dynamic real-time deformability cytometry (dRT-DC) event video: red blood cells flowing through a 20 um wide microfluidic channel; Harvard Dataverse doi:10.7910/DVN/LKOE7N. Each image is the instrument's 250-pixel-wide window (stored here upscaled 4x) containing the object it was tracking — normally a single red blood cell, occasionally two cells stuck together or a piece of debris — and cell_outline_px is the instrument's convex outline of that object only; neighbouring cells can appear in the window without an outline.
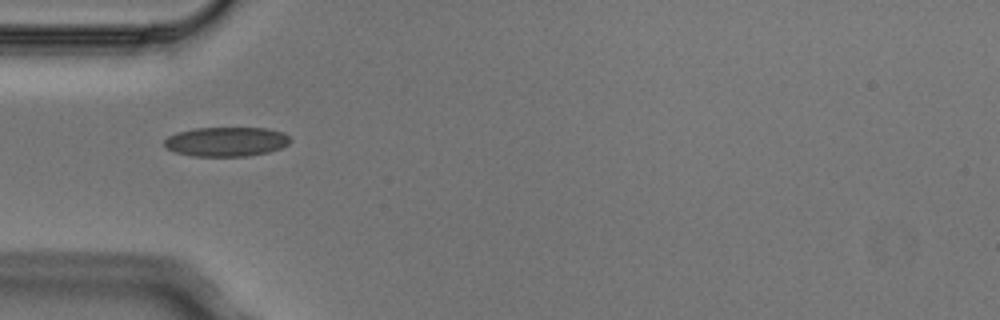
{"species": "Egyptian fruit bat (a non-hibernating species)", "species_latin": "Rousettus aegyptiacus", "temperature_condition": "cold", "stored_images_in_passage": 3, "camera_frame_rate_fps": 3000, "um_per_image_px": 0.085, "animal": {"sex": "male"}, "frame": {"image": 1, "passage_image": 1, "time_ms": 0.0, "image_size_px": [1000, 320], "cell_outline_px": [[292, 140], [288, 144], [280, 148], [268, 152], [248, 156], [192, 156], [176, 152], [168, 148], [164, 144], [164, 140], [168, 136], [176, 132], [196, 128], [268, 128], [284, 132]], "centroid_in_image_um": [19.25, 12.03], "position_along_channel_um": 65.7, "area_um2": 21.62}}
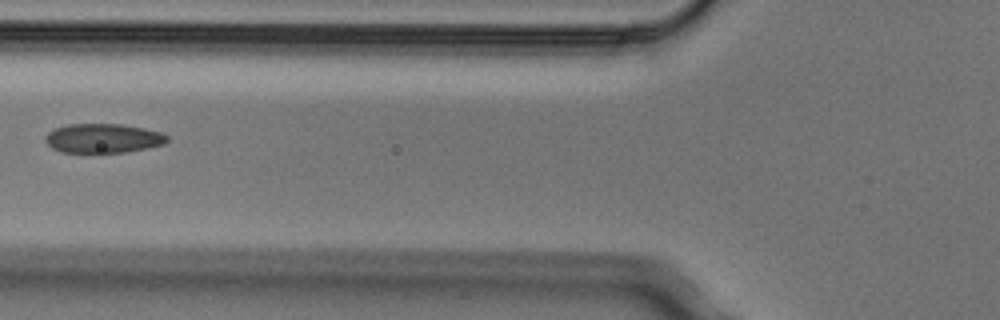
{"frame": {"image": 2, "passage_image": 2, "time_ms": 0.333, "image_size_px": [1000, 320], "cell_outline_px": [[168, 140], [164, 144], [124, 152], [60, 152], [52, 148], [44, 140], [44, 136], [48, 132], [56, 128], [68, 124], [120, 124], [144, 128], [160, 132], [168, 136]], "centroid_in_image_um": [8.73, 11.75], "position_along_channel_um": 117.1, "area_um2": 20.63}}
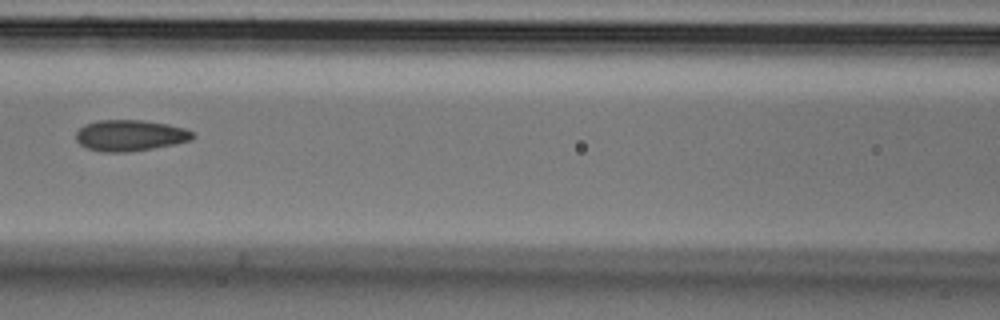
{"frame": {"image": 3, "passage_image": 3, "time_ms": 0.667, "image_size_px": [1000, 320], "cell_outline_px": [[196, 136], [192, 140], [152, 148], [128, 152], [100, 152], [88, 148], [80, 144], [76, 140], [76, 132], [84, 124], [96, 120], [144, 120], [168, 124], [184, 128], [192, 132]], "centroid_in_image_um": [11.04, 11.5], "position_along_channel_um": 155.6, "area_um2": 21.21}}